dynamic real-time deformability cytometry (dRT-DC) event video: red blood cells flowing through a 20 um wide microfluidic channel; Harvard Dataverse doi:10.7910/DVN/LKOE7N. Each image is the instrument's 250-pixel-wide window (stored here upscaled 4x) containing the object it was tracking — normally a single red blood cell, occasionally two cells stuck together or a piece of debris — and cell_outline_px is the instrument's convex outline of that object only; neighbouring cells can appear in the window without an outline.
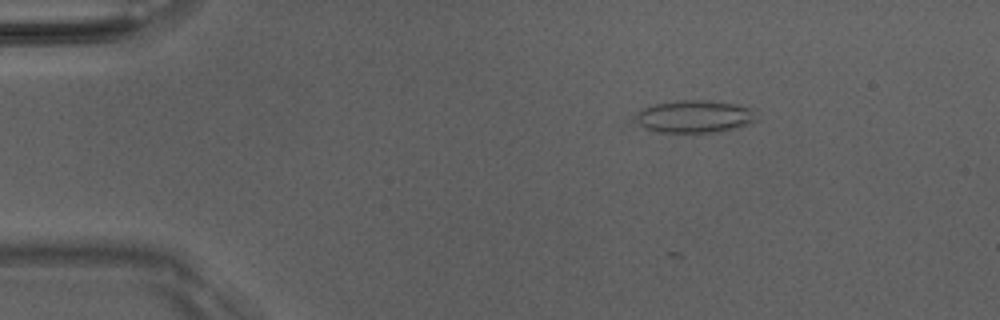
{"species": "Egyptian fruit bat (a non-hibernating species)", "species_latin": "Rousettus aegyptiacus", "temperature_condition": "room temperature", "stored_images_in_passage": 19, "camera_frame_rate_fps": 3000, "um_per_image_px": 0.085, "animal": {"sex": "male"}, "frame": {"image": 1, "passage_image": 3, "time_ms": 0.667, "image_size_px": [1000, 320], "cell_outline_px": [[756, 120], [748, 124], [720, 132], [656, 132], [644, 128], [636, 124], [636, 112], [640, 108], [656, 104], [680, 100], [712, 100], [736, 104], [756, 108]], "centroid_in_image_um": [59.04, 9.89], "position_along_channel_um": 26.0, "area_um2": 23.29}}